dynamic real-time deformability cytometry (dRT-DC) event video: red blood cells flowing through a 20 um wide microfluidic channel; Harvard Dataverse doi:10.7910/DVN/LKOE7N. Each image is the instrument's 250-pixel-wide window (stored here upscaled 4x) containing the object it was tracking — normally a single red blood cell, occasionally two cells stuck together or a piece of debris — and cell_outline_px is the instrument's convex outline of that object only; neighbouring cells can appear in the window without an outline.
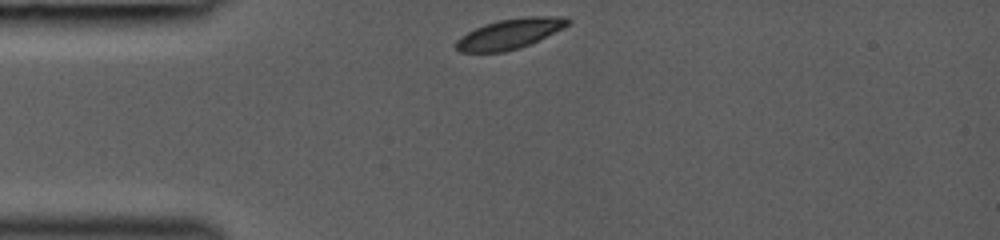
{"species": "common noctule bat (a hibernating species)", "species_latin": "Nyctalus noctula", "temperature_condition": "room temperature", "stored_images_in_passage": 2, "camera_frame_rate_fps": 3000, "um_per_image_px": 0.085, "animal": {"sex": "female", "body_mass_g": 19.0, "forearm_length_mm": 53.3}, "frame": {"image": 1, "passage_image": 1, "time_ms": 0.0, "image_size_px": [1000, 240], "cell_outline_px": [[572, 20], [568, 24], [520, 48], [504, 52], [460, 52], [456, 48], [456, 40], [460, 36], [476, 28], [500, 20], [524, 16], [564, 16]], "centroid_in_image_um": [43.3, 2.87], "position_along_channel_um": 41.7, "area_um2": 19.13}}